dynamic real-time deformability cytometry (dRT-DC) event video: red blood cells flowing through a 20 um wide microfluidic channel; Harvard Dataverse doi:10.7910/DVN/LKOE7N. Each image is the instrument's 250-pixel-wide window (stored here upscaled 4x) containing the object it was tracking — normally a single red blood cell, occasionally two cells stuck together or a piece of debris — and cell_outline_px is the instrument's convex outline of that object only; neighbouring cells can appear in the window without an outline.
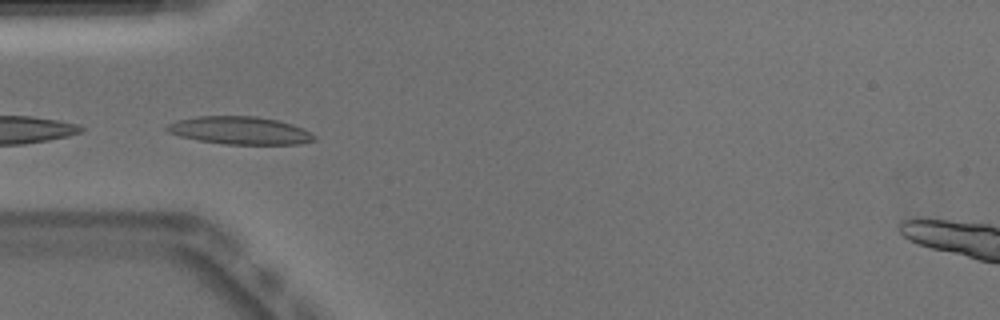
{"species": "Egyptian fruit bat (a non-hibernating species)", "species_latin": "Rousettus aegyptiacus", "temperature_condition": "warm", "stored_images_in_passage": 18, "camera_frame_rate_fps": 3000, "um_per_image_px": 0.085, "animal": {"sex": "male"}, "frame": {"image": 1, "passage_image": 16, "time_ms": 5.0, "image_size_px": [1000, 320], "cell_outline_px": [[316, 140], [300, 144], [224, 144], [200, 140], [180, 136], [168, 132], [164, 128], [168, 124], [180, 120], [196, 116], [256, 116], [276, 120], [292, 124], [304, 128], [312, 132], [316, 136]], "centroid_in_image_um": [20.44, 11.09], "position_along_channel_um": 64.6, "area_um2": 23.81}}